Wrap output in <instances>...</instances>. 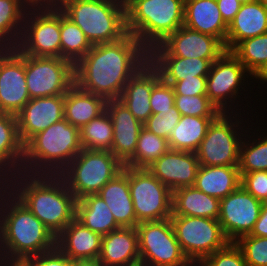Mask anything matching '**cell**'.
Segmentation results:
<instances>
[{
  "label": "cell",
  "mask_w": 267,
  "mask_h": 266,
  "mask_svg": "<svg viewBox=\"0 0 267 266\" xmlns=\"http://www.w3.org/2000/svg\"><path fill=\"white\" fill-rule=\"evenodd\" d=\"M149 61V51L130 33L93 45L74 65V84L106 101L119 99L129 79Z\"/></svg>",
  "instance_id": "obj_1"
},
{
  "label": "cell",
  "mask_w": 267,
  "mask_h": 266,
  "mask_svg": "<svg viewBox=\"0 0 267 266\" xmlns=\"http://www.w3.org/2000/svg\"><path fill=\"white\" fill-rule=\"evenodd\" d=\"M56 237L5 186H0V261L19 265L53 250Z\"/></svg>",
  "instance_id": "obj_2"
},
{
  "label": "cell",
  "mask_w": 267,
  "mask_h": 266,
  "mask_svg": "<svg viewBox=\"0 0 267 266\" xmlns=\"http://www.w3.org/2000/svg\"><path fill=\"white\" fill-rule=\"evenodd\" d=\"M5 186L57 237L76 215V199L59 175L19 173Z\"/></svg>",
  "instance_id": "obj_3"
},
{
  "label": "cell",
  "mask_w": 267,
  "mask_h": 266,
  "mask_svg": "<svg viewBox=\"0 0 267 266\" xmlns=\"http://www.w3.org/2000/svg\"><path fill=\"white\" fill-rule=\"evenodd\" d=\"M81 150L79 129L62 119L24 145L22 172L58 175Z\"/></svg>",
  "instance_id": "obj_4"
},
{
  "label": "cell",
  "mask_w": 267,
  "mask_h": 266,
  "mask_svg": "<svg viewBox=\"0 0 267 266\" xmlns=\"http://www.w3.org/2000/svg\"><path fill=\"white\" fill-rule=\"evenodd\" d=\"M58 8L85 34L91 45L125 37L126 6L120 0H61Z\"/></svg>",
  "instance_id": "obj_5"
},
{
  "label": "cell",
  "mask_w": 267,
  "mask_h": 266,
  "mask_svg": "<svg viewBox=\"0 0 267 266\" xmlns=\"http://www.w3.org/2000/svg\"><path fill=\"white\" fill-rule=\"evenodd\" d=\"M185 0H128L126 28L148 51L183 26Z\"/></svg>",
  "instance_id": "obj_6"
},
{
  "label": "cell",
  "mask_w": 267,
  "mask_h": 266,
  "mask_svg": "<svg viewBox=\"0 0 267 266\" xmlns=\"http://www.w3.org/2000/svg\"><path fill=\"white\" fill-rule=\"evenodd\" d=\"M124 165L110 152L83 149L58 174L76 200L97 194Z\"/></svg>",
  "instance_id": "obj_7"
},
{
  "label": "cell",
  "mask_w": 267,
  "mask_h": 266,
  "mask_svg": "<svg viewBox=\"0 0 267 266\" xmlns=\"http://www.w3.org/2000/svg\"><path fill=\"white\" fill-rule=\"evenodd\" d=\"M238 112L220 113L209 125L207 134L195 152L200 165H239L240 145L248 129L245 122H248V125L250 123L248 119L243 120L241 111Z\"/></svg>",
  "instance_id": "obj_8"
},
{
  "label": "cell",
  "mask_w": 267,
  "mask_h": 266,
  "mask_svg": "<svg viewBox=\"0 0 267 266\" xmlns=\"http://www.w3.org/2000/svg\"><path fill=\"white\" fill-rule=\"evenodd\" d=\"M248 79L254 77L231 51L225 50L211 65L207 75L206 95L221 113L237 112L238 102H242L237 101L240 97L238 94L242 96L240 92L247 91L245 87L250 85ZM235 101L237 104H234Z\"/></svg>",
  "instance_id": "obj_9"
},
{
  "label": "cell",
  "mask_w": 267,
  "mask_h": 266,
  "mask_svg": "<svg viewBox=\"0 0 267 266\" xmlns=\"http://www.w3.org/2000/svg\"><path fill=\"white\" fill-rule=\"evenodd\" d=\"M136 229L140 266H192L176 239L170 218L141 222Z\"/></svg>",
  "instance_id": "obj_10"
},
{
  "label": "cell",
  "mask_w": 267,
  "mask_h": 266,
  "mask_svg": "<svg viewBox=\"0 0 267 266\" xmlns=\"http://www.w3.org/2000/svg\"><path fill=\"white\" fill-rule=\"evenodd\" d=\"M128 183L137 223L171 217L173 192L147 168L128 166Z\"/></svg>",
  "instance_id": "obj_11"
},
{
  "label": "cell",
  "mask_w": 267,
  "mask_h": 266,
  "mask_svg": "<svg viewBox=\"0 0 267 266\" xmlns=\"http://www.w3.org/2000/svg\"><path fill=\"white\" fill-rule=\"evenodd\" d=\"M170 220L176 239L191 263L202 262L230 242L216 219L171 216Z\"/></svg>",
  "instance_id": "obj_12"
},
{
  "label": "cell",
  "mask_w": 267,
  "mask_h": 266,
  "mask_svg": "<svg viewBox=\"0 0 267 266\" xmlns=\"http://www.w3.org/2000/svg\"><path fill=\"white\" fill-rule=\"evenodd\" d=\"M25 61L26 84L30 99L65 95L74 84V65L60 57H36L21 54Z\"/></svg>",
  "instance_id": "obj_13"
},
{
  "label": "cell",
  "mask_w": 267,
  "mask_h": 266,
  "mask_svg": "<svg viewBox=\"0 0 267 266\" xmlns=\"http://www.w3.org/2000/svg\"><path fill=\"white\" fill-rule=\"evenodd\" d=\"M15 48L36 57H60V9L27 11Z\"/></svg>",
  "instance_id": "obj_14"
},
{
  "label": "cell",
  "mask_w": 267,
  "mask_h": 266,
  "mask_svg": "<svg viewBox=\"0 0 267 266\" xmlns=\"http://www.w3.org/2000/svg\"><path fill=\"white\" fill-rule=\"evenodd\" d=\"M262 204L241 185L220 199L218 221L230 242H236L240 237L251 233L260 216Z\"/></svg>",
  "instance_id": "obj_15"
},
{
  "label": "cell",
  "mask_w": 267,
  "mask_h": 266,
  "mask_svg": "<svg viewBox=\"0 0 267 266\" xmlns=\"http://www.w3.org/2000/svg\"><path fill=\"white\" fill-rule=\"evenodd\" d=\"M225 51L215 37L181 26L161 44L149 51V56H178L208 59L212 63Z\"/></svg>",
  "instance_id": "obj_16"
},
{
  "label": "cell",
  "mask_w": 267,
  "mask_h": 266,
  "mask_svg": "<svg viewBox=\"0 0 267 266\" xmlns=\"http://www.w3.org/2000/svg\"><path fill=\"white\" fill-rule=\"evenodd\" d=\"M29 100L25 61L11 48L0 59V113L17 115Z\"/></svg>",
  "instance_id": "obj_17"
},
{
  "label": "cell",
  "mask_w": 267,
  "mask_h": 266,
  "mask_svg": "<svg viewBox=\"0 0 267 266\" xmlns=\"http://www.w3.org/2000/svg\"><path fill=\"white\" fill-rule=\"evenodd\" d=\"M16 118L19 138L25 145L33 136L64 119V95L30 99Z\"/></svg>",
  "instance_id": "obj_18"
},
{
  "label": "cell",
  "mask_w": 267,
  "mask_h": 266,
  "mask_svg": "<svg viewBox=\"0 0 267 266\" xmlns=\"http://www.w3.org/2000/svg\"><path fill=\"white\" fill-rule=\"evenodd\" d=\"M199 166L195 152L170 149L149 165L147 170L173 192L194 186Z\"/></svg>",
  "instance_id": "obj_19"
},
{
  "label": "cell",
  "mask_w": 267,
  "mask_h": 266,
  "mask_svg": "<svg viewBox=\"0 0 267 266\" xmlns=\"http://www.w3.org/2000/svg\"><path fill=\"white\" fill-rule=\"evenodd\" d=\"M106 110L113 124V143L110 152L125 165L134 156L143 124L119 99L108 100Z\"/></svg>",
  "instance_id": "obj_20"
},
{
  "label": "cell",
  "mask_w": 267,
  "mask_h": 266,
  "mask_svg": "<svg viewBox=\"0 0 267 266\" xmlns=\"http://www.w3.org/2000/svg\"><path fill=\"white\" fill-rule=\"evenodd\" d=\"M160 79L158 70L148 61L129 79L119 98L142 124L152 114L150 96L153 86Z\"/></svg>",
  "instance_id": "obj_21"
},
{
  "label": "cell",
  "mask_w": 267,
  "mask_h": 266,
  "mask_svg": "<svg viewBox=\"0 0 267 266\" xmlns=\"http://www.w3.org/2000/svg\"><path fill=\"white\" fill-rule=\"evenodd\" d=\"M98 259L105 266H140L136 227L119 228L103 235Z\"/></svg>",
  "instance_id": "obj_22"
},
{
  "label": "cell",
  "mask_w": 267,
  "mask_h": 266,
  "mask_svg": "<svg viewBox=\"0 0 267 266\" xmlns=\"http://www.w3.org/2000/svg\"><path fill=\"white\" fill-rule=\"evenodd\" d=\"M24 145L19 133L16 115L0 113V182L5 185L22 172Z\"/></svg>",
  "instance_id": "obj_23"
},
{
  "label": "cell",
  "mask_w": 267,
  "mask_h": 266,
  "mask_svg": "<svg viewBox=\"0 0 267 266\" xmlns=\"http://www.w3.org/2000/svg\"><path fill=\"white\" fill-rule=\"evenodd\" d=\"M102 235L91 231L76 218L56 237V247L72 261L98 259Z\"/></svg>",
  "instance_id": "obj_24"
},
{
  "label": "cell",
  "mask_w": 267,
  "mask_h": 266,
  "mask_svg": "<svg viewBox=\"0 0 267 266\" xmlns=\"http://www.w3.org/2000/svg\"><path fill=\"white\" fill-rule=\"evenodd\" d=\"M267 33V8L254 0L241 5L228 26L225 50L232 51L241 41Z\"/></svg>",
  "instance_id": "obj_25"
},
{
  "label": "cell",
  "mask_w": 267,
  "mask_h": 266,
  "mask_svg": "<svg viewBox=\"0 0 267 266\" xmlns=\"http://www.w3.org/2000/svg\"><path fill=\"white\" fill-rule=\"evenodd\" d=\"M183 25L217 38L225 47L228 25L216 0H185Z\"/></svg>",
  "instance_id": "obj_26"
},
{
  "label": "cell",
  "mask_w": 267,
  "mask_h": 266,
  "mask_svg": "<svg viewBox=\"0 0 267 266\" xmlns=\"http://www.w3.org/2000/svg\"><path fill=\"white\" fill-rule=\"evenodd\" d=\"M121 227H136V215L128 183V166L113 177L98 193Z\"/></svg>",
  "instance_id": "obj_27"
},
{
  "label": "cell",
  "mask_w": 267,
  "mask_h": 266,
  "mask_svg": "<svg viewBox=\"0 0 267 266\" xmlns=\"http://www.w3.org/2000/svg\"><path fill=\"white\" fill-rule=\"evenodd\" d=\"M106 102L103 97L84 91L73 84L64 95V119L81 129L106 110Z\"/></svg>",
  "instance_id": "obj_28"
},
{
  "label": "cell",
  "mask_w": 267,
  "mask_h": 266,
  "mask_svg": "<svg viewBox=\"0 0 267 266\" xmlns=\"http://www.w3.org/2000/svg\"><path fill=\"white\" fill-rule=\"evenodd\" d=\"M220 199L209 196L194 186L173 191L172 215L205 217L218 220Z\"/></svg>",
  "instance_id": "obj_29"
},
{
  "label": "cell",
  "mask_w": 267,
  "mask_h": 266,
  "mask_svg": "<svg viewBox=\"0 0 267 266\" xmlns=\"http://www.w3.org/2000/svg\"><path fill=\"white\" fill-rule=\"evenodd\" d=\"M241 185L238 166H202L197 171L194 187L203 193L225 198Z\"/></svg>",
  "instance_id": "obj_30"
},
{
  "label": "cell",
  "mask_w": 267,
  "mask_h": 266,
  "mask_svg": "<svg viewBox=\"0 0 267 266\" xmlns=\"http://www.w3.org/2000/svg\"><path fill=\"white\" fill-rule=\"evenodd\" d=\"M149 62L158 70L161 79L171 85L185 78L207 76L212 65L208 59L178 56H149Z\"/></svg>",
  "instance_id": "obj_31"
},
{
  "label": "cell",
  "mask_w": 267,
  "mask_h": 266,
  "mask_svg": "<svg viewBox=\"0 0 267 266\" xmlns=\"http://www.w3.org/2000/svg\"><path fill=\"white\" fill-rule=\"evenodd\" d=\"M75 218L93 232L106 235L121 228L108 205L97 194L86 195L76 201Z\"/></svg>",
  "instance_id": "obj_32"
},
{
  "label": "cell",
  "mask_w": 267,
  "mask_h": 266,
  "mask_svg": "<svg viewBox=\"0 0 267 266\" xmlns=\"http://www.w3.org/2000/svg\"><path fill=\"white\" fill-rule=\"evenodd\" d=\"M216 117L181 116L168 139L172 150L196 152Z\"/></svg>",
  "instance_id": "obj_33"
},
{
  "label": "cell",
  "mask_w": 267,
  "mask_h": 266,
  "mask_svg": "<svg viewBox=\"0 0 267 266\" xmlns=\"http://www.w3.org/2000/svg\"><path fill=\"white\" fill-rule=\"evenodd\" d=\"M248 129L240 145L238 169L241 176L244 173L254 171H267V132L264 131L266 134L263 132V135L260 134L259 136L257 135L259 133H256V131L250 132V130L253 131L252 125L248 126ZM246 133H251V135Z\"/></svg>",
  "instance_id": "obj_34"
},
{
  "label": "cell",
  "mask_w": 267,
  "mask_h": 266,
  "mask_svg": "<svg viewBox=\"0 0 267 266\" xmlns=\"http://www.w3.org/2000/svg\"><path fill=\"white\" fill-rule=\"evenodd\" d=\"M61 58L75 65L92 48L83 31L60 10Z\"/></svg>",
  "instance_id": "obj_35"
},
{
  "label": "cell",
  "mask_w": 267,
  "mask_h": 266,
  "mask_svg": "<svg viewBox=\"0 0 267 266\" xmlns=\"http://www.w3.org/2000/svg\"><path fill=\"white\" fill-rule=\"evenodd\" d=\"M79 133L83 149L111 151L113 124L107 110L79 129Z\"/></svg>",
  "instance_id": "obj_36"
},
{
  "label": "cell",
  "mask_w": 267,
  "mask_h": 266,
  "mask_svg": "<svg viewBox=\"0 0 267 266\" xmlns=\"http://www.w3.org/2000/svg\"><path fill=\"white\" fill-rule=\"evenodd\" d=\"M231 52L256 79L267 67V33L241 41Z\"/></svg>",
  "instance_id": "obj_37"
},
{
  "label": "cell",
  "mask_w": 267,
  "mask_h": 266,
  "mask_svg": "<svg viewBox=\"0 0 267 266\" xmlns=\"http://www.w3.org/2000/svg\"><path fill=\"white\" fill-rule=\"evenodd\" d=\"M26 13L17 0H0V42L11 48L17 45Z\"/></svg>",
  "instance_id": "obj_38"
},
{
  "label": "cell",
  "mask_w": 267,
  "mask_h": 266,
  "mask_svg": "<svg viewBox=\"0 0 267 266\" xmlns=\"http://www.w3.org/2000/svg\"><path fill=\"white\" fill-rule=\"evenodd\" d=\"M170 149L168 139L159 137L143 127L139 134L134 156L124 166L147 168Z\"/></svg>",
  "instance_id": "obj_39"
},
{
  "label": "cell",
  "mask_w": 267,
  "mask_h": 266,
  "mask_svg": "<svg viewBox=\"0 0 267 266\" xmlns=\"http://www.w3.org/2000/svg\"><path fill=\"white\" fill-rule=\"evenodd\" d=\"M174 105L181 116L217 117L221 113L207 95H175Z\"/></svg>",
  "instance_id": "obj_40"
},
{
  "label": "cell",
  "mask_w": 267,
  "mask_h": 266,
  "mask_svg": "<svg viewBox=\"0 0 267 266\" xmlns=\"http://www.w3.org/2000/svg\"><path fill=\"white\" fill-rule=\"evenodd\" d=\"M236 244L241 248L247 266H267V237L244 235Z\"/></svg>",
  "instance_id": "obj_41"
},
{
  "label": "cell",
  "mask_w": 267,
  "mask_h": 266,
  "mask_svg": "<svg viewBox=\"0 0 267 266\" xmlns=\"http://www.w3.org/2000/svg\"><path fill=\"white\" fill-rule=\"evenodd\" d=\"M180 118L181 114L174 105L169 110L151 114L143 124V127L159 137L169 139L172 130L179 123Z\"/></svg>",
  "instance_id": "obj_42"
},
{
  "label": "cell",
  "mask_w": 267,
  "mask_h": 266,
  "mask_svg": "<svg viewBox=\"0 0 267 266\" xmlns=\"http://www.w3.org/2000/svg\"><path fill=\"white\" fill-rule=\"evenodd\" d=\"M204 266H247L243 252L236 242L208 255L202 262Z\"/></svg>",
  "instance_id": "obj_43"
},
{
  "label": "cell",
  "mask_w": 267,
  "mask_h": 266,
  "mask_svg": "<svg viewBox=\"0 0 267 266\" xmlns=\"http://www.w3.org/2000/svg\"><path fill=\"white\" fill-rule=\"evenodd\" d=\"M175 94L171 84L160 79L152 88L150 106L152 114L169 110L174 106Z\"/></svg>",
  "instance_id": "obj_44"
},
{
  "label": "cell",
  "mask_w": 267,
  "mask_h": 266,
  "mask_svg": "<svg viewBox=\"0 0 267 266\" xmlns=\"http://www.w3.org/2000/svg\"><path fill=\"white\" fill-rule=\"evenodd\" d=\"M241 186L262 203L267 202V171L244 173Z\"/></svg>",
  "instance_id": "obj_45"
},
{
  "label": "cell",
  "mask_w": 267,
  "mask_h": 266,
  "mask_svg": "<svg viewBox=\"0 0 267 266\" xmlns=\"http://www.w3.org/2000/svg\"><path fill=\"white\" fill-rule=\"evenodd\" d=\"M18 266H73V261L55 247L51 251L25 259Z\"/></svg>",
  "instance_id": "obj_46"
},
{
  "label": "cell",
  "mask_w": 267,
  "mask_h": 266,
  "mask_svg": "<svg viewBox=\"0 0 267 266\" xmlns=\"http://www.w3.org/2000/svg\"><path fill=\"white\" fill-rule=\"evenodd\" d=\"M207 76L185 78L172 84L175 95H206Z\"/></svg>",
  "instance_id": "obj_47"
},
{
  "label": "cell",
  "mask_w": 267,
  "mask_h": 266,
  "mask_svg": "<svg viewBox=\"0 0 267 266\" xmlns=\"http://www.w3.org/2000/svg\"><path fill=\"white\" fill-rule=\"evenodd\" d=\"M218 4L219 11L224 22L229 26V24L235 18V15L240 10L242 5L238 0H216Z\"/></svg>",
  "instance_id": "obj_48"
},
{
  "label": "cell",
  "mask_w": 267,
  "mask_h": 266,
  "mask_svg": "<svg viewBox=\"0 0 267 266\" xmlns=\"http://www.w3.org/2000/svg\"><path fill=\"white\" fill-rule=\"evenodd\" d=\"M26 11L49 10L58 7L56 0H17Z\"/></svg>",
  "instance_id": "obj_49"
},
{
  "label": "cell",
  "mask_w": 267,
  "mask_h": 266,
  "mask_svg": "<svg viewBox=\"0 0 267 266\" xmlns=\"http://www.w3.org/2000/svg\"><path fill=\"white\" fill-rule=\"evenodd\" d=\"M256 237H267V202L262 204V209L253 230L249 234Z\"/></svg>",
  "instance_id": "obj_50"
},
{
  "label": "cell",
  "mask_w": 267,
  "mask_h": 266,
  "mask_svg": "<svg viewBox=\"0 0 267 266\" xmlns=\"http://www.w3.org/2000/svg\"><path fill=\"white\" fill-rule=\"evenodd\" d=\"M73 266H105L99 259L76 260Z\"/></svg>",
  "instance_id": "obj_51"
},
{
  "label": "cell",
  "mask_w": 267,
  "mask_h": 266,
  "mask_svg": "<svg viewBox=\"0 0 267 266\" xmlns=\"http://www.w3.org/2000/svg\"><path fill=\"white\" fill-rule=\"evenodd\" d=\"M11 49L10 46L0 42V59Z\"/></svg>",
  "instance_id": "obj_52"
},
{
  "label": "cell",
  "mask_w": 267,
  "mask_h": 266,
  "mask_svg": "<svg viewBox=\"0 0 267 266\" xmlns=\"http://www.w3.org/2000/svg\"><path fill=\"white\" fill-rule=\"evenodd\" d=\"M256 80H260L259 83L264 84L267 82V67L266 69L256 78Z\"/></svg>",
  "instance_id": "obj_53"
},
{
  "label": "cell",
  "mask_w": 267,
  "mask_h": 266,
  "mask_svg": "<svg viewBox=\"0 0 267 266\" xmlns=\"http://www.w3.org/2000/svg\"><path fill=\"white\" fill-rule=\"evenodd\" d=\"M0 266H18V265L13 264V263L0 261Z\"/></svg>",
  "instance_id": "obj_54"
},
{
  "label": "cell",
  "mask_w": 267,
  "mask_h": 266,
  "mask_svg": "<svg viewBox=\"0 0 267 266\" xmlns=\"http://www.w3.org/2000/svg\"><path fill=\"white\" fill-rule=\"evenodd\" d=\"M192 266H204L201 262L192 263Z\"/></svg>",
  "instance_id": "obj_55"
},
{
  "label": "cell",
  "mask_w": 267,
  "mask_h": 266,
  "mask_svg": "<svg viewBox=\"0 0 267 266\" xmlns=\"http://www.w3.org/2000/svg\"><path fill=\"white\" fill-rule=\"evenodd\" d=\"M267 8V0H259Z\"/></svg>",
  "instance_id": "obj_56"
},
{
  "label": "cell",
  "mask_w": 267,
  "mask_h": 266,
  "mask_svg": "<svg viewBox=\"0 0 267 266\" xmlns=\"http://www.w3.org/2000/svg\"><path fill=\"white\" fill-rule=\"evenodd\" d=\"M239 2H241L242 4L246 3V2H250V1H254V0H238Z\"/></svg>",
  "instance_id": "obj_57"
}]
</instances>
